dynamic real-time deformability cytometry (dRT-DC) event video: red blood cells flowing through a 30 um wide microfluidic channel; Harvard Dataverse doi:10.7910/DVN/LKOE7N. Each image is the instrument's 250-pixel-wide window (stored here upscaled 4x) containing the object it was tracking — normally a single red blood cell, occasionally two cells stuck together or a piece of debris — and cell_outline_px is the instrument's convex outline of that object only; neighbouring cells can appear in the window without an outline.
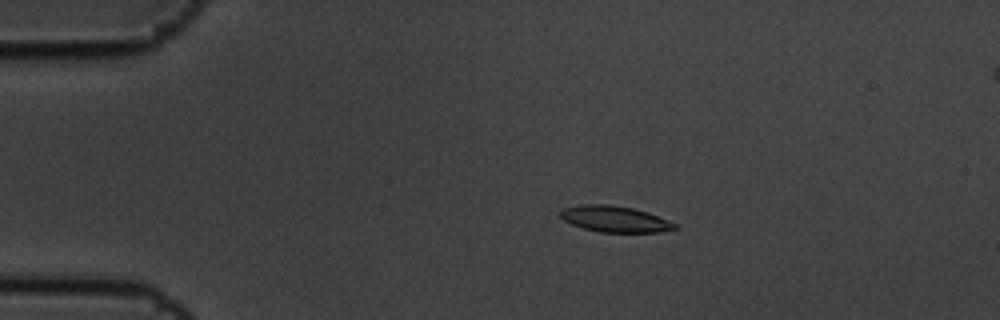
{"species": "common noctule bat (a hibernating species)", "species_latin": "Nyctalus noctula", "temperature_condition": "cold", "stored_images_in_passage": 7, "camera_frame_rate_fps": 3000, "um_per_image_px": 0.085, "animal": {"sex": "male", "body_mass_g": 19.5, "forearm_length_mm": 54.6}, "frame": {"image": 1, "passage_image": 2, "time_ms": 0.333, "image_size_px": [1000, 320], "cell_outline_px": [[680, 228], [660, 232], [600, 232], [584, 228], [572, 224], [564, 220], [560, 216], [560, 212], [564, 208], [580, 204], [608, 204], [632, 208], [648, 212], [668, 220], [676, 224]], "centroid_in_image_um": [52.28, 18.61], "position_along_channel_um": 32.7, "area_um2": 17.4}}
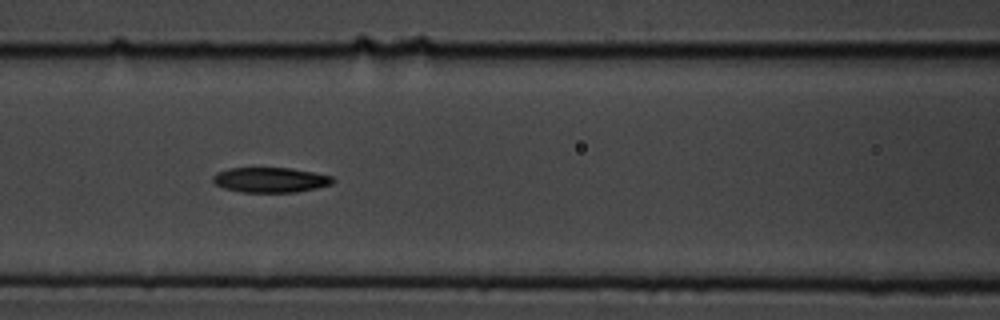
{"frame": {"image": 2, "passage_image": 6, "time_ms": 1.667, "image_size_px": [1000, 320], "cell_outline_px": [[336, 180], [332, 184], [316, 188], [296, 192], [244, 192], [224, 188], [216, 184], [212, 180], [212, 176], [216, 172], [228, 168], [292, 168], [332, 176]], "centroid_in_image_um": [22.98, 15.28], "position_along_channel_um": 143.6, "area_um2": 17.51}}
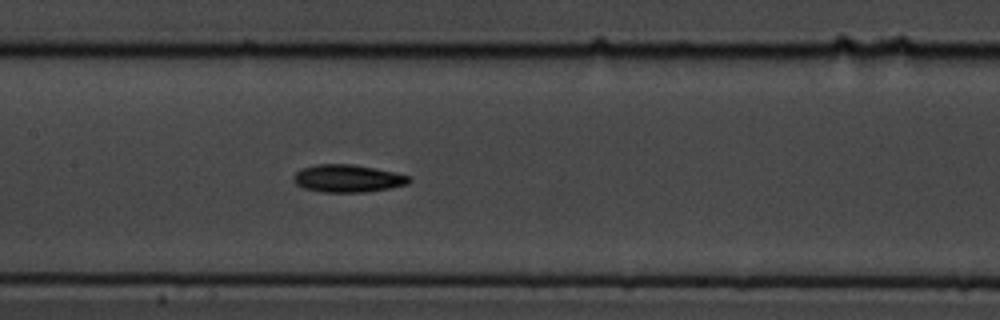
{"frame": {"image": 3, "passage_image": 7, "time_ms": 2.0, "image_size_px": [1000, 320], "cell_outline_px": [[412, 180], [408, 184], [388, 188], [364, 192], [320, 192], [304, 188], [296, 184], [292, 180], [292, 176], [300, 168], [316, 164], [352, 164], [396, 172], [412, 176]], "centroid_in_image_um": [29.54, 15.16], "position_along_channel_um": 177.9, "area_um2": 18.79}}